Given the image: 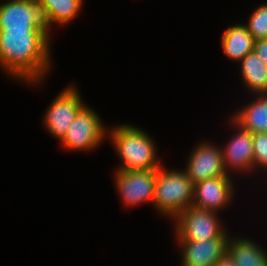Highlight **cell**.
Listing matches in <instances>:
<instances>
[{"instance_id":"d6986e66","label":"cell","mask_w":267,"mask_h":266,"mask_svg":"<svg viewBox=\"0 0 267 266\" xmlns=\"http://www.w3.org/2000/svg\"><path fill=\"white\" fill-rule=\"evenodd\" d=\"M253 141V171H267V132L252 134ZM259 167V168H257Z\"/></svg>"},{"instance_id":"5bb4252c","label":"cell","mask_w":267,"mask_h":266,"mask_svg":"<svg viewBox=\"0 0 267 266\" xmlns=\"http://www.w3.org/2000/svg\"><path fill=\"white\" fill-rule=\"evenodd\" d=\"M254 41L246 25L238 23L224 30L221 47L228 59L239 62L245 55L253 51Z\"/></svg>"},{"instance_id":"ac0fdd59","label":"cell","mask_w":267,"mask_h":266,"mask_svg":"<svg viewBox=\"0 0 267 266\" xmlns=\"http://www.w3.org/2000/svg\"><path fill=\"white\" fill-rule=\"evenodd\" d=\"M245 25L254 40L267 38V2L254 9Z\"/></svg>"},{"instance_id":"6da1fadb","label":"cell","mask_w":267,"mask_h":266,"mask_svg":"<svg viewBox=\"0 0 267 266\" xmlns=\"http://www.w3.org/2000/svg\"><path fill=\"white\" fill-rule=\"evenodd\" d=\"M50 40L44 31H0V69L28 85L43 83L53 66Z\"/></svg>"},{"instance_id":"44dd1931","label":"cell","mask_w":267,"mask_h":266,"mask_svg":"<svg viewBox=\"0 0 267 266\" xmlns=\"http://www.w3.org/2000/svg\"><path fill=\"white\" fill-rule=\"evenodd\" d=\"M215 266H237L236 263L232 260V258L226 254L223 258H221Z\"/></svg>"},{"instance_id":"ba28073f","label":"cell","mask_w":267,"mask_h":266,"mask_svg":"<svg viewBox=\"0 0 267 266\" xmlns=\"http://www.w3.org/2000/svg\"><path fill=\"white\" fill-rule=\"evenodd\" d=\"M156 170L115 171L114 184L124 206L136 207L146 201L153 204Z\"/></svg>"},{"instance_id":"277c9868","label":"cell","mask_w":267,"mask_h":266,"mask_svg":"<svg viewBox=\"0 0 267 266\" xmlns=\"http://www.w3.org/2000/svg\"><path fill=\"white\" fill-rule=\"evenodd\" d=\"M218 212L188 207L173 220L177 241H208L229 238L228 230L217 216ZM224 227V228H223Z\"/></svg>"},{"instance_id":"2e32d148","label":"cell","mask_w":267,"mask_h":266,"mask_svg":"<svg viewBox=\"0 0 267 266\" xmlns=\"http://www.w3.org/2000/svg\"><path fill=\"white\" fill-rule=\"evenodd\" d=\"M43 13L47 28L51 31V25L59 27L68 25L77 16L83 7V0H34Z\"/></svg>"},{"instance_id":"9a60e30c","label":"cell","mask_w":267,"mask_h":266,"mask_svg":"<svg viewBox=\"0 0 267 266\" xmlns=\"http://www.w3.org/2000/svg\"><path fill=\"white\" fill-rule=\"evenodd\" d=\"M254 99L240 110L237 109L231 118L252 134L267 132V93L256 94Z\"/></svg>"},{"instance_id":"5b68a950","label":"cell","mask_w":267,"mask_h":266,"mask_svg":"<svg viewBox=\"0 0 267 266\" xmlns=\"http://www.w3.org/2000/svg\"><path fill=\"white\" fill-rule=\"evenodd\" d=\"M106 136L108 128L102 123L100 115L85 104L59 143L66 150L89 152L98 149Z\"/></svg>"},{"instance_id":"30bf717a","label":"cell","mask_w":267,"mask_h":266,"mask_svg":"<svg viewBox=\"0 0 267 266\" xmlns=\"http://www.w3.org/2000/svg\"><path fill=\"white\" fill-rule=\"evenodd\" d=\"M232 178V176H219L194 184L192 206L218 213L221 209L225 210V207L233 202L236 192L233 185L235 180Z\"/></svg>"},{"instance_id":"3957f363","label":"cell","mask_w":267,"mask_h":266,"mask_svg":"<svg viewBox=\"0 0 267 266\" xmlns=\"http://www.w3.org/2000/svg\"><path fill=\"white\" fill-rule=\"evenodd\" d=\"M194 184L185 170H156L153 206L160 214L173 220L179 213L192 206Z\"/></svg>"},{"instance_id":"7a4b0ae2","label":"cell","mask_w":267,"mask_h":266,"mask_svg":"<svg viewBox=\"0 0 267 266\" xmlns=\"http://www.w3.org/2000/svg\"><path fill=\"white\" fill-rule=\"evenodd\" d=\"M108 135L122 161L116 169L150 170L162 166L154 140L141 128L130 124L116 125L108 129Z\"/></svg>"},{"instance_id":"9c48e42d","label":"cell","mask_w":267,"mask_h":266,"mask_svg":"<svg viewBox=\"0 0 267 266\" xmlns=\"http://www.w3.org/2000/svg\"><path fill=\"white\" fill-rule=\"evenodd\" d=\"M221 147L208 140L195 145L184 167L193 184L208 178L231 176L226 173Z\"/></svg>"},{"instance_id":"52a82bcc","label":"cell","mask_w":267,"mask_h":266,"mask_svg":"<svg viewBox=\"0 0 267 266\" xmlns=\"http://www.w3.org/2000/svg\"><path fill=\"white\" fill-rule=\"evenodd\" d=\"M0 31H44L46 26L42 10L34 0H8L0 4Z\"/></svg>"},{"instance_id":"7c38bea8","label":"cell","mask_w":267,"mask_h":266,"mask_svg":"<svg viewBox=\"0 0 267 266\" xmlns=\"http://www.w3.org/2000/svg\"><path fill=\"white\" fill-rule=\"evenodd\" d=\"M229 238L208 241H178L181 266H215L227 254Z\"/></svg>"},{"instance_id":"8992f818","label":"cell","mask_w":267,"mask_h":266,"mask_svg":"<svg viewBox=\"0 0 267 266\" xmlns=\"http://www.w3.org/2000/svg\"><path fill=\"white\" fill-rule=\"evenodd\" d=\"M81 97L79 90L74 85H69L58 93L44 113L43 124L48 133L59 142L79 110L85 105Z\"/></svg>"},{"instance_id":"4fadbf2b","label":"cell","mask_w":267,"mask_h":266,"mask_svg":"<svg viewBox=\"0 0 267 266\" xmlns=\"http://www.w3.org/2000/svg\"><path fill=\"white\" fill-rule=\"evenodd\" d=\"M227 254L237 266H267V251L252 239L229 237Z\"/></svg>"},{"instance_id":"e0dca14e","label":"cell","mask_w":267,"mask_h":266,"mask_svg":"<svg viewBox=\"0 0 267 266\" xmlns=\"http://www.w3.org/2000/svg\"><path fill=\"white\" fill-rule=\"evenodd\" d=\"M238 63H240V75L248 91L256 94L267 93V66L258 55L252 51L245 55Z\"/></svg>"},{"instance_id":"ffe728a7","label":"cell","mask_w":267,"mask_h":266,"mask_svg":"<svg viewBox=\"0 0 267 266\" xmlns=\"http://www.w3.org/2000/svg\"><path fill=\"white\" fill-rule=\"evenodd\" d=\"M253 51L267 66V38L255 40Z\"/></svg>"},{"instance_id":"8fae6325","label":"cell","mask_w":267,"mask_h":266,"mask_svg":"<svg viewBox=\"0 0 267 266\" xmlns=\"http://www.w3.org/2000/svg\"><path fill=\"white\" fill-rule=\"evenodd\" d=\"M235 134L223 146L222 157L224 161V167L226 173L230 175V171L241 172L248 174L247 172L253 171V141L252 133L243 129L233 119L230 121Z\"/></svg>"}]
</instances>
